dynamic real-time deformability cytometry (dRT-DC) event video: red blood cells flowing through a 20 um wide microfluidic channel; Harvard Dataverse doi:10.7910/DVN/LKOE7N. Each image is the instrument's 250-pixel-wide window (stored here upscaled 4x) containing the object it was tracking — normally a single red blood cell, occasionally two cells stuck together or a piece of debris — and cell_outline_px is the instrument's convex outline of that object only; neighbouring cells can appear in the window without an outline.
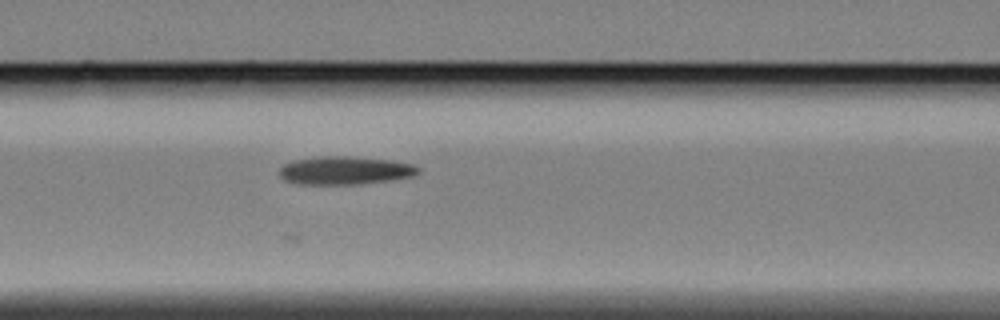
{"species": "Egyptian fruit bat (a non-hibernating species)", "species_latin": "Rousettus aegyptiacus", "temperature_condition": "cold", "stored_images_in_passage": 24, "camera_frame_rate_fps": 3000, "um_per_image_px": 0.085, "animal": {"sex": "female"}, "frame": {"image": 1, "passage_image": 7, "time_ms": 2.0, "image_size_px": [1000, 320], "cell_outline_px": [[420, 172], [416, 176], [392, 180], [360, 184], [300, 184], [284, 180], [280, 176], [280, 168], [284, 164], [292, 160], [320, 156], [348, 156], [392, 160], [412, 164], [420, 168]], "centroid_in_image_um": [29.36, 14.49], "position_along_channel_um": 137.2, "area_um2": 23.0}}
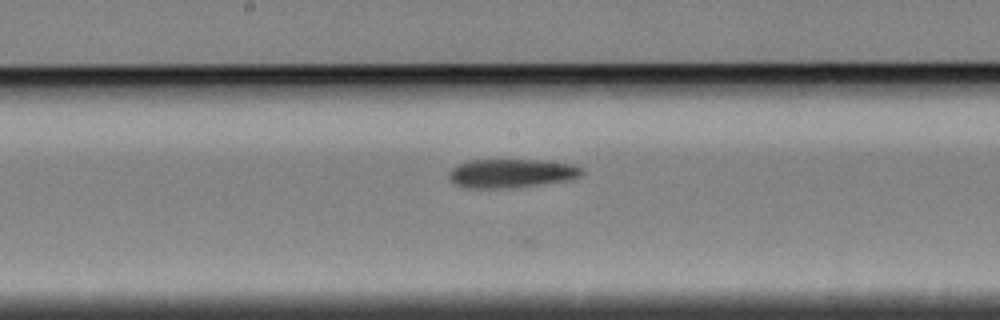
{"frame": {"image": 2, "passage_image": 13, "time_ms": 4.0, "image_size_px": [1000, 320], "cell_outline_px": [[584, 172], [580, 176], [560, 180], [536, 184], [500, 188], [464, 188], [452, 184], [448, 176], [448, 172], [456, 164], [468, 160], [540, 160], [572, 164], [580, 168]], "centroid_in_image_um": [43.32, 14.72], "position_along_channel_um": 204.9, "area_um2": 21.96}}
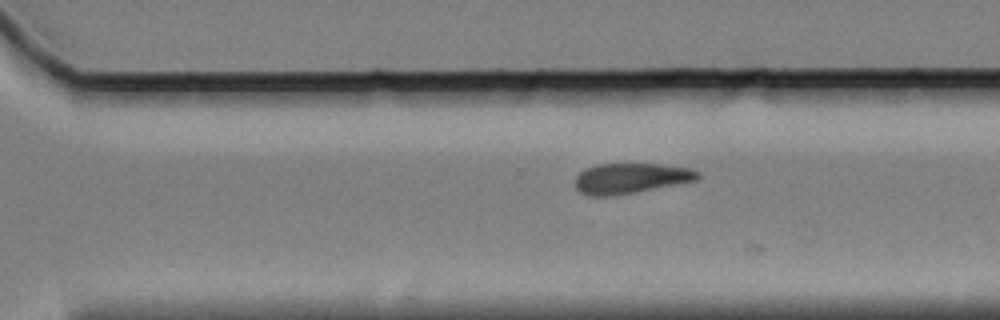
{"frame": {"image": 3, "passage_image": 23, "time_ms": 7.333, "image_size_px": [1000, 320], "cell_outline_px": [[700, 176], [696, 180], [632, 192], [608, 196], [588, 196], [580, 192], [576, 188], [576, 176], [580, 172], [596, 164], [660, 164], [692, 168], [700, 172]], "centroid_in_image_um": [53.6, 15.14], "position_along_channel_um": 317.0, "area_um2": 21.33}}